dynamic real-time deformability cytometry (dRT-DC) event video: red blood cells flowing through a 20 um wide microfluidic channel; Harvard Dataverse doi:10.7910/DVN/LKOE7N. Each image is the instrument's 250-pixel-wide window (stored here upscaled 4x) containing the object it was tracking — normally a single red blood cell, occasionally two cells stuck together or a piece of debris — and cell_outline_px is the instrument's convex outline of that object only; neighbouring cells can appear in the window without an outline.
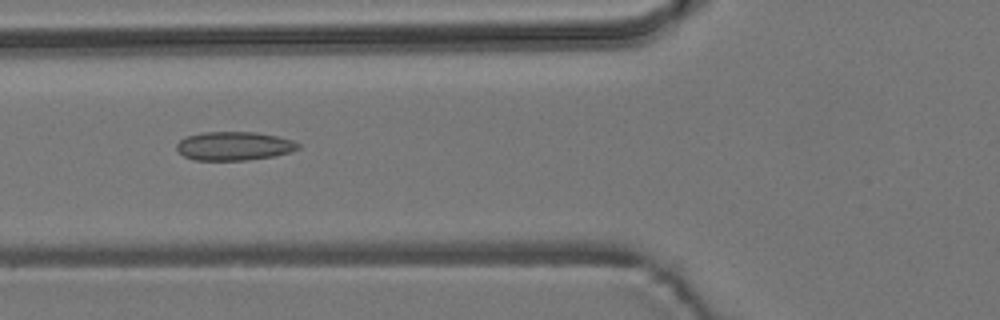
{"species": "common noctule bat (a hibernating species)", "species_latin": "Nyctalus noctula", "temperature_condition": "room temperature", "stored_images_in_passage": 5, "camera_frame_rate_fps": 3000, "um_per_image_px": 0.085, "animal": {"sex": "male", "body_mass_g": 19.2, "forearm_length_mm": 51.8}, "frame": {"image": 1, "passage_image": 5, "time_ms": 4.667, "image_size_px": [1000, 320], "cell_outline_px": [[300, 148], [292, 152], [276, 156], [244, 160], [196, 160], [184, 156], [176, 148], [176, 144], [180, 140], [188, 136], [200, 132], [256, 132], [276, 136], [292, 140], [300, 144]], "centroid_in_image_um": [19.92, 12.41], "position_along_channel_um": 105.9, "area_um2": 20.35}}